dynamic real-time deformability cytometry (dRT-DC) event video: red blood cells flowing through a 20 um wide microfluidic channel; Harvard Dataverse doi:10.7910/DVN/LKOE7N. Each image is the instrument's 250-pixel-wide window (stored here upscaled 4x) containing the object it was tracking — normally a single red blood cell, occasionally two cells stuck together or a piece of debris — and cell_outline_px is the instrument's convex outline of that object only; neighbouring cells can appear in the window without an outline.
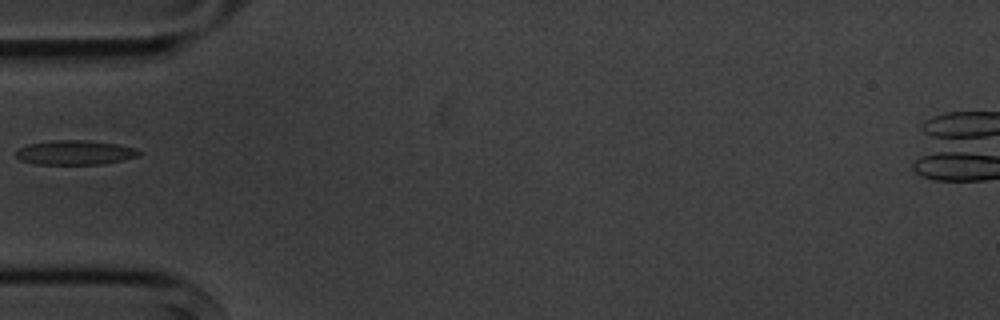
{"species": "common noctule bat (a hibernating species)", "species_latin": "Nyctalus noctula", "temperature_condition": "cold", "stored_images_in_passage": 7, "camera_frame_rate_fps": 3000, "um_per_image_px": 0.085, "animal": {"sex": "male", "body_mass_g": 20.1, "forearm_length_mm": 53.5}, "frame": {"image": 1, "passage_image": 6, "time_ms": 5.667, "image_size_px": [1000, 320], "cell_outline_px": [[144, 152], [140, 156], [124, 160], [104, 164], [36, 164], [20, 160], [16, 156], [16, 152], [20, 148], [28, 144], [52, 140], [88, 140], [116, 144], [136, 148]], "centroid_in_image_um": [6.44, 12.97], "position_along_channel_um": 78.6, "area_um2": 17.69}}
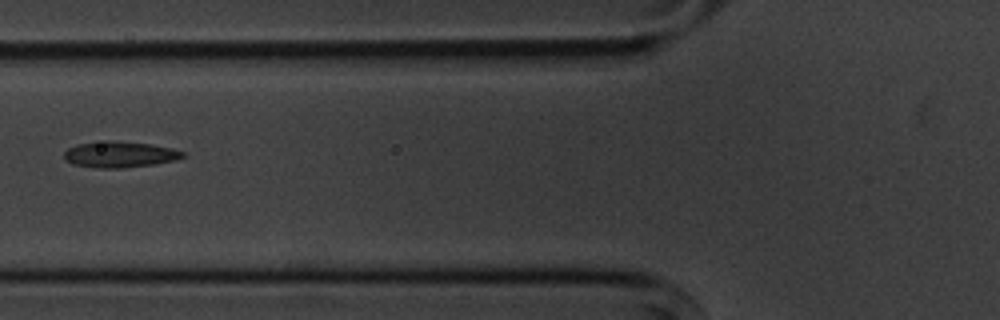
{"frame": {"image": 2, "passage_image": 7, "time_ms": 6.667, "image_size_px": [1000, 320], "cell_outline_px": [[184, 156], [176, 160], [152, 164], [120, 168], [96, 168], [72, 164], [64, 160], [64, 152], [68, 148], [76, 144], [108, 140], [148, 144], [172, 148], [184, 152]], "centroid_in_image_um": [10.12, 13.13], "position_along_channel_um": 115.7, "area_um2": 17.92}}